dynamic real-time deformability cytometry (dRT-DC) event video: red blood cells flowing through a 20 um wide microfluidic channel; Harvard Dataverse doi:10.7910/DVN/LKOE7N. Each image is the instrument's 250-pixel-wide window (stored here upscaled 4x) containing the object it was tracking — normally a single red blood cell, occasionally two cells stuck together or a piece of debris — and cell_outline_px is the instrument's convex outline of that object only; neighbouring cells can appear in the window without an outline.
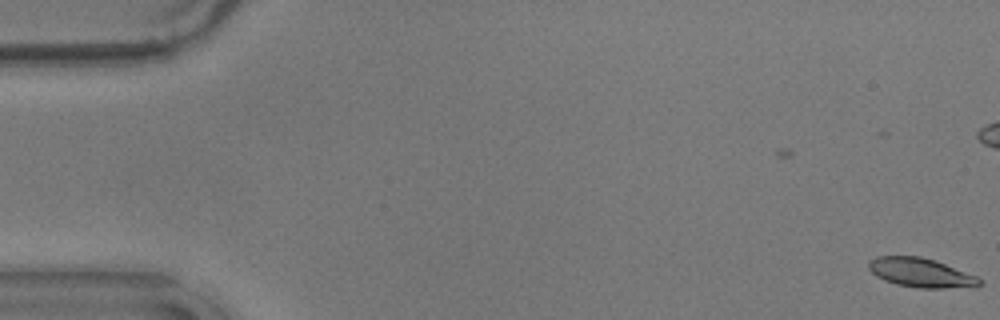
{"species": "common noctule bat (a hibernating species)", "species_latin": "Nyctalus noctula", "temperature_condition": "warm", "stored_images_in_passage": 4, "camera_frame_rate_fps": 3000, "um_per_image_px": 0.085, "animal": {"sex": "male", "body_mass_g": 17.9}, "frame": {"image": 1, "passage_image": 4, "time_ms": 1.0, "image_size_px": [1000, 320], "cell_outline_px": [[980, 284], [976, 288], [916, 288], [896, 284], [884, 280], [876, 276], [868, 268], [868, 260], [876, 256], [920, 256], [936, 260], [976, 276], [980, 280]], "centroid_in_image_um": [78.27, 23.18], "position_along_channel_um": 6.7, "area_um2": 19.07}}